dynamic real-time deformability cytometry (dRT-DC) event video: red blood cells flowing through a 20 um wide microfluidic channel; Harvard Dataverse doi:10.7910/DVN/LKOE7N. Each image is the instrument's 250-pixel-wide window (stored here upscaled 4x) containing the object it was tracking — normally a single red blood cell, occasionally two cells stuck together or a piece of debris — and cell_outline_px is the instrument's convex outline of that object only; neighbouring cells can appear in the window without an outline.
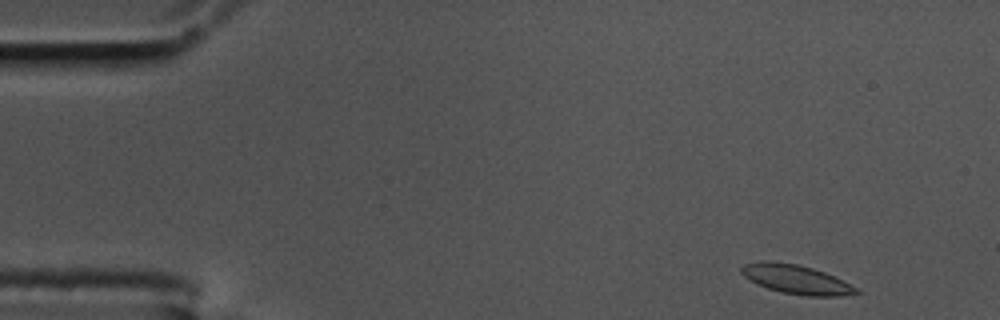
{"species": "common noctule bat (a hibernating species)", "species_latin": "Nyctalus noctula", "temperature_condition": "cold", "stored_images_in_passage": 55, "camera_frame_rate_fps": 3000, "um_per_image_px": 0.085, "animal": {"sex": "male", "body_mass_g": 17.5, "forearm_length_mm": 52.3}, "frame": {"image": 1, "passage_image": 2, "time_ms": 0.333, "image_size_px": [1000, 320], "cell_outline_px": [[860, 292], [840, 296], [804, 296], [784, 292], [768, 288], [756, 284], [744, 276], [740, 272], [740, 268], [744, 264], [760, 260], [768, 260], [796, 264], [812, 268], [824, 272], [856, 288]], "centroid_in_image_um": [67.59, 23.73], "position_along_channel_um": 17.4, "area_um2": 19.19}}
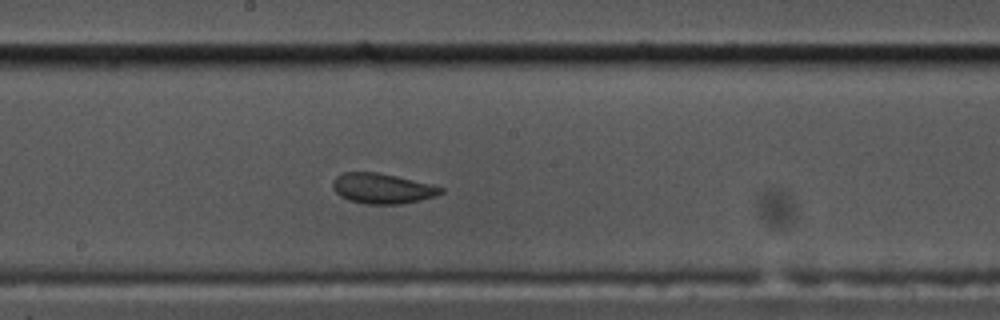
{"frame": {"image": 2, "passage_image": 28, "time_ms": 9.0, "image_size_px": [1000, 320], "cell_outline_px": [[444, 192], [436, 196], [420, 200], [400, 204], [364, 204], [348, 200], [340, 196], [332, 188], [332, 180], [336, 176], [344, 172], [376, 172], [396, 176], [444, 188]], "centroid_in_image_um": [32.45, 16.03], "position_along_channel_um": 215.8, "area_um2": 19.02}}
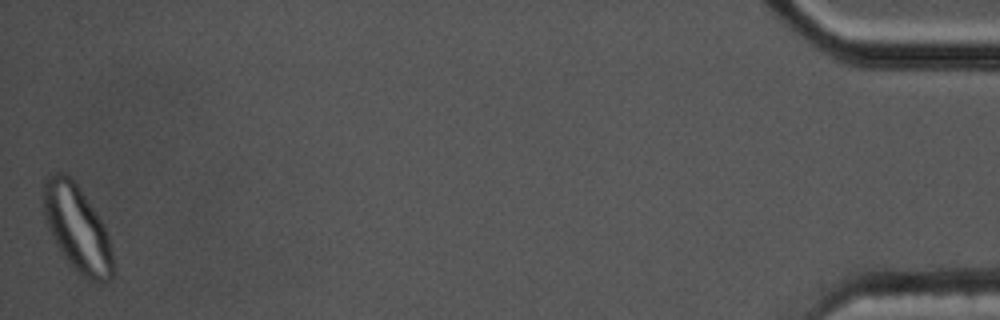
{"frame": {"image": 3, "passage_image": 55, "time_ms": 18.0, "image_size_px": [1000, 320], "cell_outline_px": [[112, 280], [100, 284], [88, 280], [76, 272], [72, 268], [56, 244], [48, 228], [44, 216], [44, 180], [48, 176], [56, 172], [64, 172], [76, 184], [96, 212], [104, 224], [108, 236], [112, 252]], "centroid_in_image_um": [6.57, 19.46], "position_along_channel_um": 428.6, "area_um2": 34.8}, "authors_computed_cell_mechanics": {"area_um2": 19.4208, "velocity_mm_per_s": 3.4111, "shape_relaxation_time_tau1_ms": 9.8639, "shape_relaxation_time_tau2_ms": 0.6041, "deformation_change_tau1": 0.1985, "deformation_change_tau2": 0.0478}}